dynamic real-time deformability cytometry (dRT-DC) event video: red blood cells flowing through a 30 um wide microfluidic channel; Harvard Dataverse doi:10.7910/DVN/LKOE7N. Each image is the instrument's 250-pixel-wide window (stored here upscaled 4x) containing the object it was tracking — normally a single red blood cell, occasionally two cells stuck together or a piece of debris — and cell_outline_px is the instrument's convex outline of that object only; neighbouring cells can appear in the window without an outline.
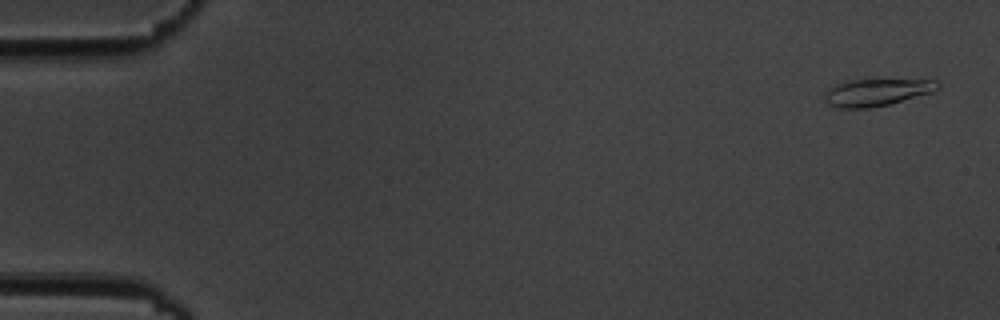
{"species": "common noctule bat (a hibernating species)", "species_latin": "Nyctalus noctula", "temperature_condition": "cold", "stored_images_in_passage": 11, "camera_frame_rate_fps": 3000, "um_per_image_px": 0.085, "animal": {"sex": "male", "body_mass_g": 19.5, "forearm_length_mm": 54.6}, "frame": {"image": 1, "passage_image": 1, "time_ms": 0.0, "image_size_px": [1000, 320], "cell_outline_px": [[940, 88], [932, 92], [888, 104], [868, 108], [840, 108], [828, 104], [824, 100], [824, 96], [836, 84], [848, 80], [876, 76], [936, 80], [940, 84]], "centroid_in_image_um": [74.59, 7.77], "position_along_channel_um": 10.4, "area_um2": 18.79}}
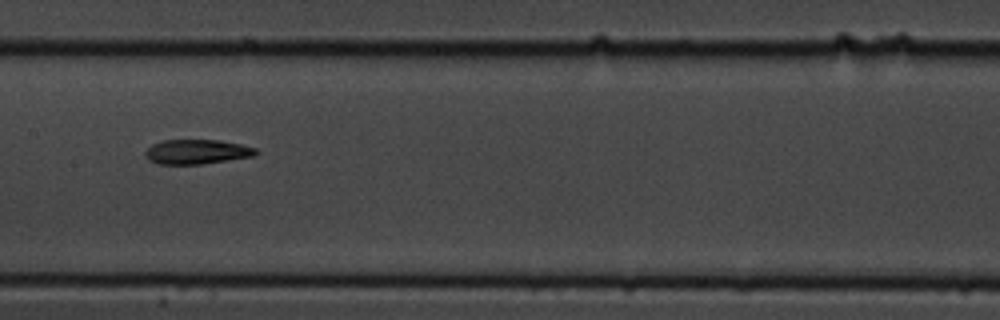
{"frame": {"image": 2, "passage_image": 8, "time_ms": 9.0, "image_size_px": [1000, 320], "cell_outline_px": [[260, 152], [256, 156], [204, 164], [156, 164], [148, 160], [144, 156], [144, 152], [152, 144], [164, 140], [220, 140], [240, 144], [256, 148]], "centroid_in_image_um": [16.75, 12.91], "position_along_channel_um": 190.7, "area_um2": 16.13}}
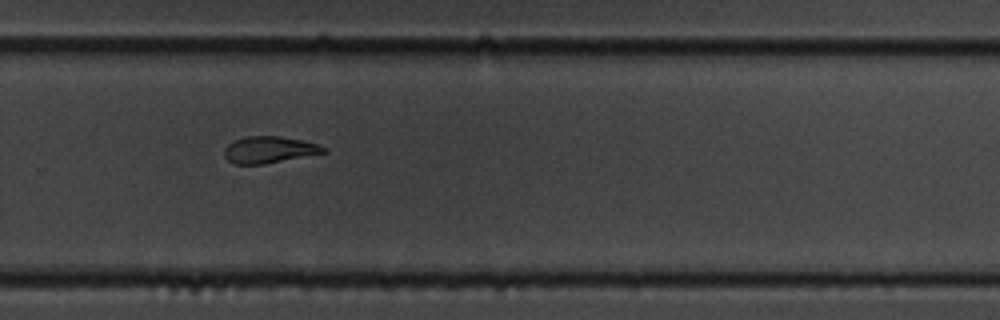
{"frame": {"image": 3, "passage_image": 11, "time_ms": 12.333, "image_size_px": [1000, 320], "cell_outline_px": [[328, 152], [264, 164], [232, 164], [224, 156], [224, 148], [228, 144], [244, 136], [280, 136], [300, 140], [316, 144], [328, 148]], "centroid_in_image_um": [22.87, 12.73], "position_along_channel_um": 306.9, "area_um2": 15.43}}